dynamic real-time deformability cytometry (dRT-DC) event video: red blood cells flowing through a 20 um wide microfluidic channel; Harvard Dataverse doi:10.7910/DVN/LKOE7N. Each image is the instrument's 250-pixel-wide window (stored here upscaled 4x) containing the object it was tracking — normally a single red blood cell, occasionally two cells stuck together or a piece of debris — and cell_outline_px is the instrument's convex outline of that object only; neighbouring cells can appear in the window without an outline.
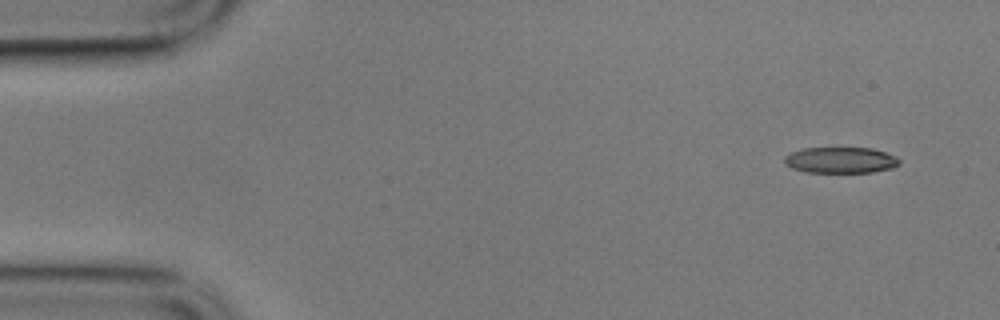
{"species": "common noctule bat (a hibernating species)", "species_latin": "Nyctalus noctula", "temperature_condition": "cold", "stored_images_in_passage": 8, "camera_frame_rate_fps": 3000, "um_per_image_px": 0.085, "animal": {"sex": "male", "body_mass_g": 17.9}, "frame": {"image": 1, "passage_image": 1, "time_ms": 0.0, "image_size_px": [1000, 320], "cell_outline_px": [[900, 164], [892, 168], [872, 172], [804, 172], [792, 168], [784, 164], [784, 156], [792, 152], [804, 148], [872, 148], [896, 156], [900, 160]], "centroid_in_image_um": [71.44, 13.61], "position_along_channel_um": 13.6, "area_um2": 17.46}}
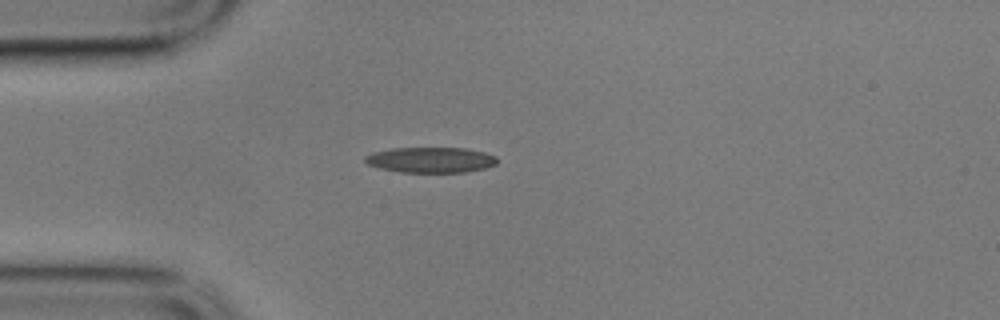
{"frame": {"image": 2, "passage_image": 4, "time_ms": 1.0, "image_size_px": [1000, 320], "cell_outline_px": [[496, 164], [484, 168], [464, 172], [400, 172], [380, 168], [368, 164], [364, 160], [364, 156], [372, 152], [392, 148], [464, 148], [484, 152], [496, 156]], "centroid_in_image_um": [36.58, 13.58], "position_along_channel_um": 48.4, "area_um2": 19.54}}
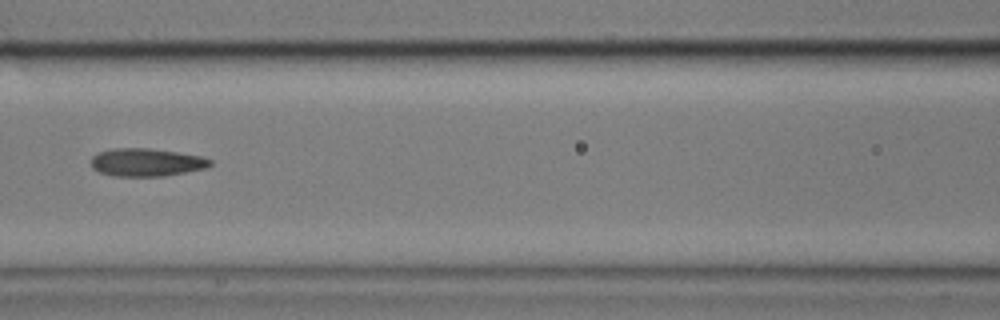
{"frame": {"image": 3, "passage_image": 7, "time_ms": 2.0, "image_size_px": [1000, 320], "cell_outline_px": [[212, 164], [208, 168], [164, 176], [112, 176], [100, 172], [92, 168], [92, 156], [100, 152], [112, 148], [148, 148], [204, 156], [212, 160]], "centroid_in_image_um": [12.48, 13.8], "position_along_channel_um": 154.1, "area_um2": 19.48}}